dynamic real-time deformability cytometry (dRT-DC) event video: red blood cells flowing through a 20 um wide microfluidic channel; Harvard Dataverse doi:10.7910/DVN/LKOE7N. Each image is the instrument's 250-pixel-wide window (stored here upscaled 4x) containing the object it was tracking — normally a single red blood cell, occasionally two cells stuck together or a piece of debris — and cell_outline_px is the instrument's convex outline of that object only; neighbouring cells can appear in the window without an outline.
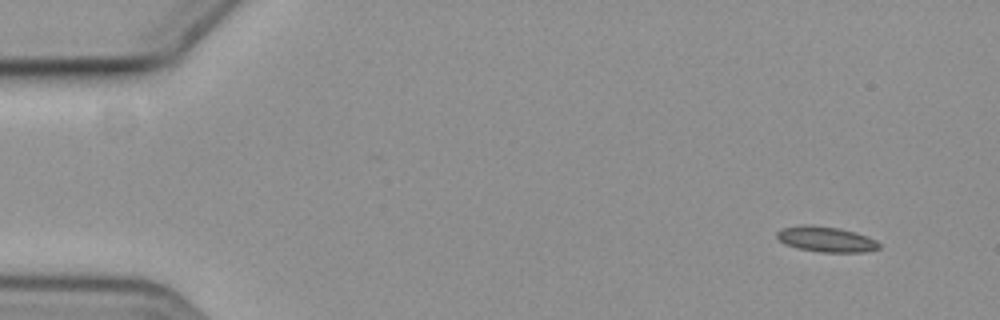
{"species": "common noctule bat (a hibernating species)", "species_latin": "Nyctalus noctula", "temperature_condition": "cold", "stored_images_in_passage": 7, "camera_frame_rate_fps": 3000, "um_per_image_px": 0.085, "animal": {"sex": "female", "body_mass_g": 19.3, "forearm_length_mm": 54.1}, "frame": {"image": 1, "passage_image": 1, "time_ms": 0.0, "image_size_px": [1000, 320], "cell_outline_px": [[880, 248], [868, 252], [820, 252], [796, 248], [784, 244], [776, 236], [776, 232], [780, 228], [800, 224], [804, 224], [840, 228], [856, 232], [868, 236], [876, 240], [880, 244]], "centroid_in_image_um": [70.21, 20.33], "position_along_channel_um": 14.8, "area_um2": 15.43}}
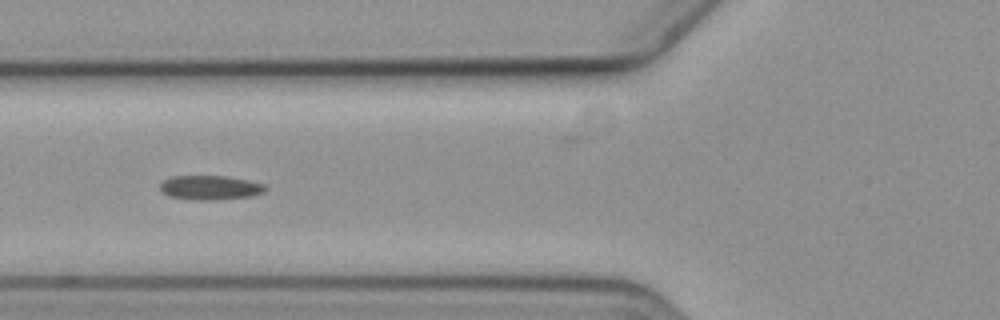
{"frame": {"image": 2, "passage_image": 6, "time_ms": 6.0, "image_size_px": [1000, 320], "cell_outline_px": [[268, 188], [264, 192], [252, 196], [212, 200], [192, 200], [168, 196], [160, 192], [160, 184], [164, 180], [172, 176], [228, 176], [248, 180], [264, 184]], "centroid_in_image_um": [17.85, 15.95], "position_along_channel_um": 107.9, "area_um2": 15.09}}
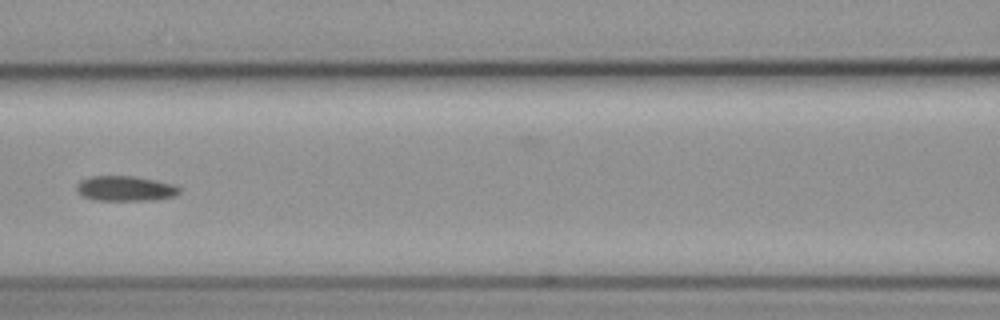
{"frame": {"image": 3, "passage_image": 7, "time_ms": 7.333, "image_size_px": [1000, 320], "cell_outline_px": [[180, 192], [176, 196], [152, 200], [96, 200], [80, 196], [76, 188], [76, 184], [80, 180], [88, 176], [136, 176], [176, 184], [180, 188]], "centroid_in_image_um": [10.65, 16.01], "position_along_channel_um": 156.0, "area_um2": 15.32}}